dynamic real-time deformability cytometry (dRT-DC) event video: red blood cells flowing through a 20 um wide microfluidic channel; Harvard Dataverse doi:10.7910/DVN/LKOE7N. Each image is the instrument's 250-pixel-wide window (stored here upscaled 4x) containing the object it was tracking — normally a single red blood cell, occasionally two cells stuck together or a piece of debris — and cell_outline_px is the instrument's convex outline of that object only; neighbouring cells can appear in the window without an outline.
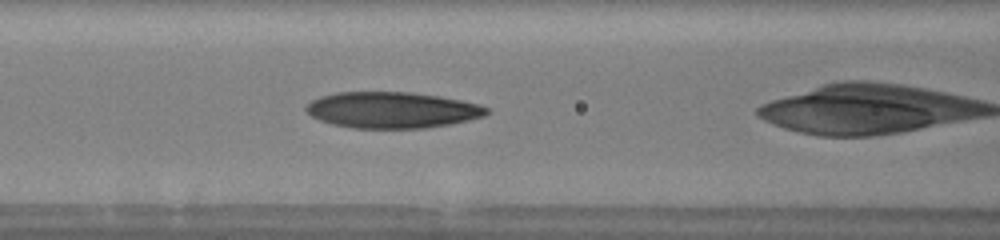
{"species": "human", "species_latin": "Homo sapiens", "temperature_condition": "warm", "stored_images_in_passage": 28, "camera_frame_rate_fps": 3000, "um_per_image_px": 0.085, "donor": {"sex": "male"}, "frame": {"image": 1, "passage_image": 6, "time_ms": 1.0, "image_size_px": [1000, 240], "cell_outline_px": [[488, 112], [484, 116], [468, 120], [428, 128], [352, 128], [332, 124], [320, 120], [312, 116], [304, 108], [312, 100], [320, 96], [336, 92], [408, 92], [436, 96], [460, 100], [480, 104], [488, 108]], "centroid_in_image_um": [33.31, 9.35], "position_along_channel_um": 133.3, "area_um2": 37.86}}